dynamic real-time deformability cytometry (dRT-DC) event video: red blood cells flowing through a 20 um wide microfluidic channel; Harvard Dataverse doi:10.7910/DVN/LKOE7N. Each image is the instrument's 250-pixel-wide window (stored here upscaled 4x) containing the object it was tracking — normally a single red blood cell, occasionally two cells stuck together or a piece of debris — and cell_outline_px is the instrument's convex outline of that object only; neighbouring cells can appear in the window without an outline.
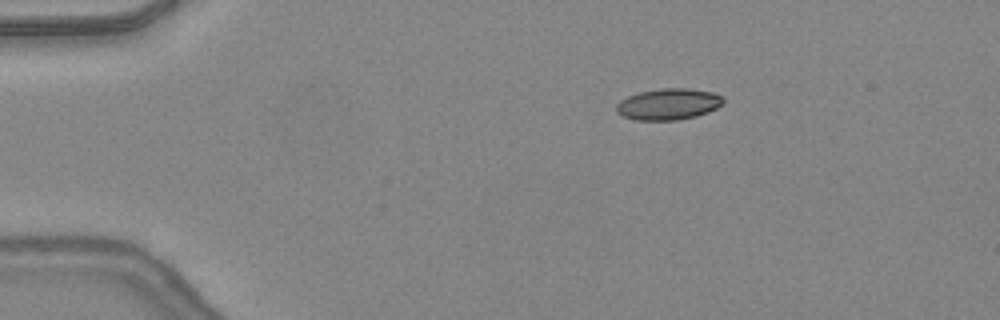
{"species": "common noctule bat (a hibernating species)", "species_latin": "Nyctalus noctula", "temperature_condition": "warm", "stored_images_in_passage": 40, "camera_frame_rate_fps": 3000, "um_per_image_px": 0.085, "animal": {"sex": "female", "body_mass_g": 24.6, "forearm_length_mm": 56.2}, "frame": {"image": 1, "passage_image": 1, "time_ms": 0.0, "image_size_px": [1000, 320], "cell_outline_px": [[724, 104], [708, 112], [696, 116], [676, 120], [636, 120], [624, 116], [616, 112], [616, 104], [620, 100], [628, 96], [640, 92], [660, 88], [688, 88], [712, 92], [724, 96]], "centroid_in_image_um": [56.84, 8.85], "position_along_channel_um": 28.2, "area_um2": 19.59}}
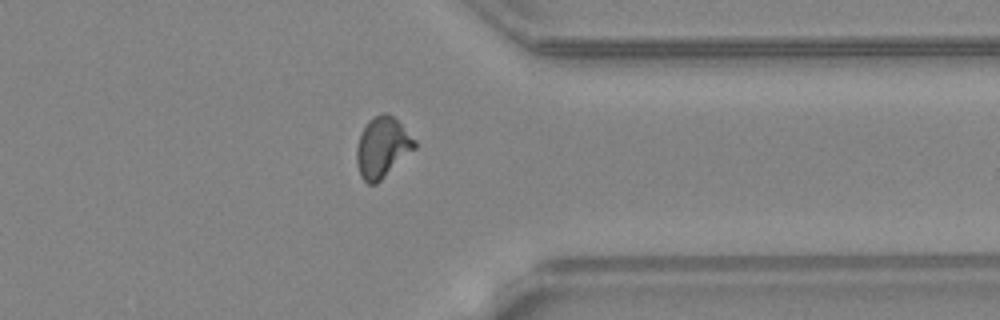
{"frame": {"image": 2, "passage_image": 30, "time_ms": 9.667, "image_size_px": [1000, 320], "cell_outline_px": [[416, 148], [376, 184], [368, 184], [360, 176], [356, 164], [356, 148], [360, 132], [368, 120], [384, 112], [392, 116], [416, 140]], "centroid_in_image_um": [32.47, 12.54], "position_along_channel_um": 378.9, "area_um2": 20.4}}
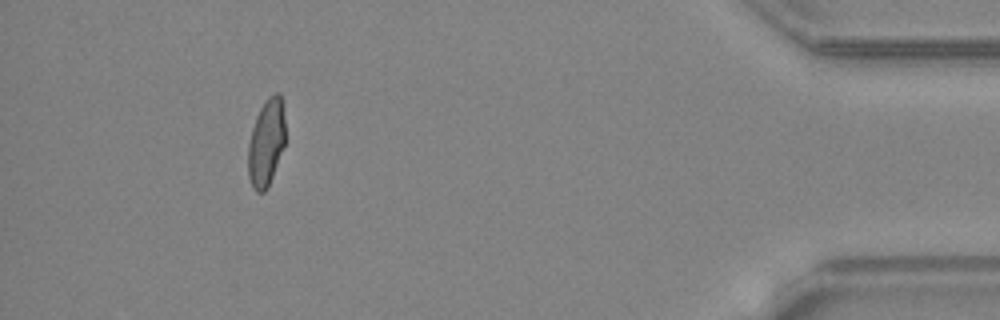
{"frame": {"image": 3, "passage_image": 36, "time_ms": 11.667, "image_size_px": [1000, 320], "cell_outline_px": [[284, 144], [268, 188], [264, 192], [256, 192], [252, 188], [248, 176], [248, 144], [252, 128], [256, 116], [260, 108], [268, 96], [276, 92], [280, 92], [284, 116]], "centroid_in_image_um": [22.61, 12.13], "position_along_channel_um": 412.6, "area_um2": 18.84}, "authors_computed_cell_mechanics": {"area_um2": 19.6809, "velocity_mm_per_s": 4.4003, "shape_relaxation_time_tau1_ms": null, "shape_relaxation_time_tau2_ms": 1.2312, "deformation_change_tau1": null, "deformation_change_tau2": 0.0843}}